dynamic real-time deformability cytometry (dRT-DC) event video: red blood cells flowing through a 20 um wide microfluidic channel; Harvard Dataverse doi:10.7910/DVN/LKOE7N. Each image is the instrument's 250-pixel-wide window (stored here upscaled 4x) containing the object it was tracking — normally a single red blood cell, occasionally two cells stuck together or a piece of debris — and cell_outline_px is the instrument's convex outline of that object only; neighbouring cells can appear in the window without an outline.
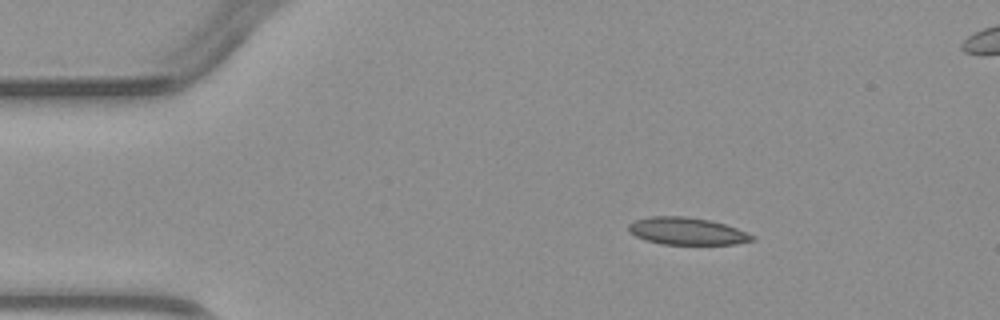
{"species": "common noctule bat (a hibernating species)", "species_latin": "Nyctalus noctula", "temperature_condition": "warm", "stored_images_in_passage": 4, "camera_frame_rate_fps": 3000, "um_per_image_px": 0.085, "animal": {"sex": "male", "body_mass_g": 23.1, "forearm_length_mm": 52.7}, "frame": {"image": 1, "passage_image": 1, "time_ms": 0.0, "image_size_px": [1000, 320], "cell_outline_px": [[756, 240], [736, 244], [660, 244], [636, 236], [628, 232], [628, 224], [636, 220], [648, 216], [684, 216], [712, 220], [736, 228], [756, 236]], "centroid_in_image_um": [58.4, 19.64], "position_along_channel_um": 26.6, "area_um2": 19.71}}